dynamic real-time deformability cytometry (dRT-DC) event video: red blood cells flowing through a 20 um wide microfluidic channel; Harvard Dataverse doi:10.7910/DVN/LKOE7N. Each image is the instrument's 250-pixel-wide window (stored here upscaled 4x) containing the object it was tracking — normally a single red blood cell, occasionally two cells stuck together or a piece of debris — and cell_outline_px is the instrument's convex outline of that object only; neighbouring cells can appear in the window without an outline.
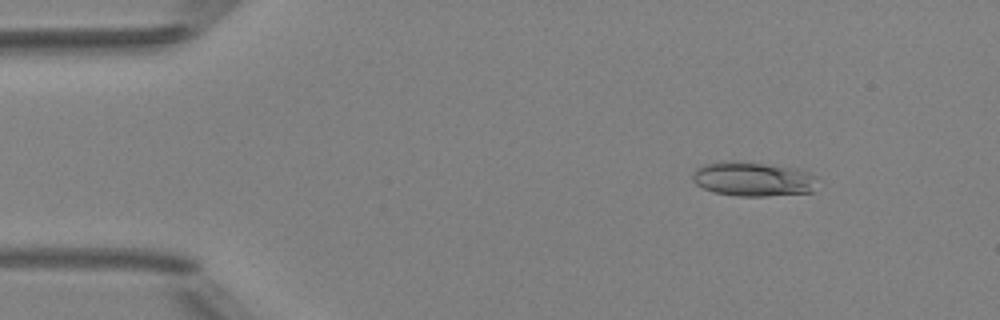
{"species": "Egyptian fruit bat (a non-hibernating species)", "species_latin": "Rousettus aegyptiacus", "temperature_condition": "room temperature", "stored_images_in_passage": 5, "camera_frame_rate_fps": 3000, "um_per_image_px": 0.085, "animal": {"sex": "female"}, "frame": {"image": 1, "passage_image": 2, "time_ms": 1.333, "image_size_px": [1000, 320], "cell_outline_px": [[816, 192], [768, 196], [736, 196], [716, 192], [704, 188], [696, 184], [692, 180], [692, 176], [696, 168], [704, 164], [720, 160], [736, 160], [796, 168], [808, 172], [816, 176]], "centroid_in_image_um": [64.02, 15.21], "position_along_channel_um": 21.0, "area_um2": 25.43}}
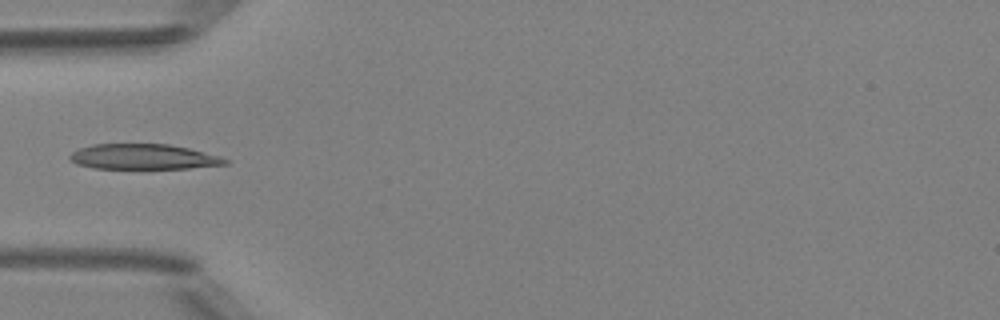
{"frame": {"image": 2, "passage_image": 5, "time_ms": 4.667, "image_size_px": [1000, 320], "cell_outline_px": [[228, 164], [188, 168], [96, 168], [76, 164], [68, 156], [72, 152], [80, 148], [92, 144], [168, 144], [188, 148], [220, 156], [228, 160]], "centroid_in_image_um": [12.19, 13.32], "position_along_channel_um": 72.8, "area_um2": 22.66}}